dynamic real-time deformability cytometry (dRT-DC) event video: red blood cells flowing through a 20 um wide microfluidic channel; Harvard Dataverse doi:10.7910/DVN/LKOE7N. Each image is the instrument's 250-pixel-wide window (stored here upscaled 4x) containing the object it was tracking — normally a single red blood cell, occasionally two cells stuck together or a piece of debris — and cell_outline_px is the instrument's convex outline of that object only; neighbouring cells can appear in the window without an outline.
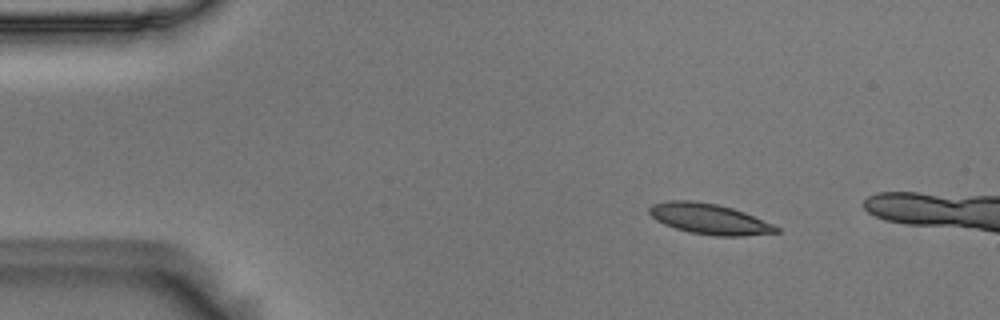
{"species": "Egyptian fruit bat (a non-hibernating species)", "species_latin": "Rousettus aegyptiacus", "temperature_condition": "room temperature", "stored_images_in_passage": 4, "camera_frame_rate_fps": 3000, "um_per_image_px": 0.085, "animal": {"sex": "male"}, "frame": {"image": 1, "passage_image": 2, "time_ms": 0.333, "image_size_px": [1000, 320], "cell_outline_px": [[780, 232], [744, 236], [712, 236], [688, 232], [664, 224], [656, 220], [648, 212], [648, 208], [652, 204], [668, 200], [692, 200], [716, 204], [732, 208], [744, 212], [772, 224], [780, 228]], "centroid_in_image_um": [60.27, 18.61], "position_along_channel_um": 24.7, "area_um2": 22.66}}